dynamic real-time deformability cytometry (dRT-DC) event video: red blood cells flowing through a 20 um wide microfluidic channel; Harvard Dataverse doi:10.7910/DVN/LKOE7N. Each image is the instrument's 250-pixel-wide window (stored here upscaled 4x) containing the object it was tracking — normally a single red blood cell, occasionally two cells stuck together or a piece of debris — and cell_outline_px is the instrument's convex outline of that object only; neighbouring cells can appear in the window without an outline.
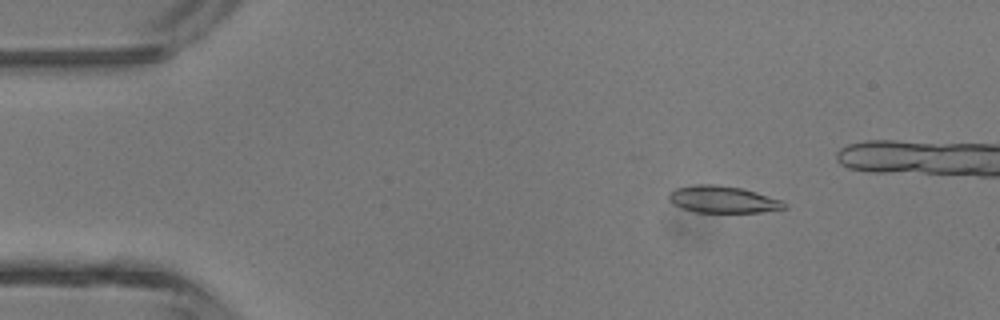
{"species": "common noctule bat (a hibernating species)", "species_latin": "Nyctalus noctula", "temperature_condition": "room temperature", "stored_images_in_passage": 38, "camera_frame_rate_fps": 3000, "um_per_image_px": 0.085, "animal": {"sex": "male", "body_mass_g": 13.3}, "frame": {"image": 1, "passage_image": 7, "time_ms": 2.0, "image_size_px": [1000, 320], "cell_outline_px": [[788, 208], [760, 212], [696, 212], [680, 208], [672, 204], [668, 200], [668, 192], [676, 188], [696, 184], [716, 184], [744, 188], [780, 200], [788, 204]], "centroid_in_image_um": [61.41, 16.95], "position_along_channel_um": 23.6, "area_um2": 18.32}}
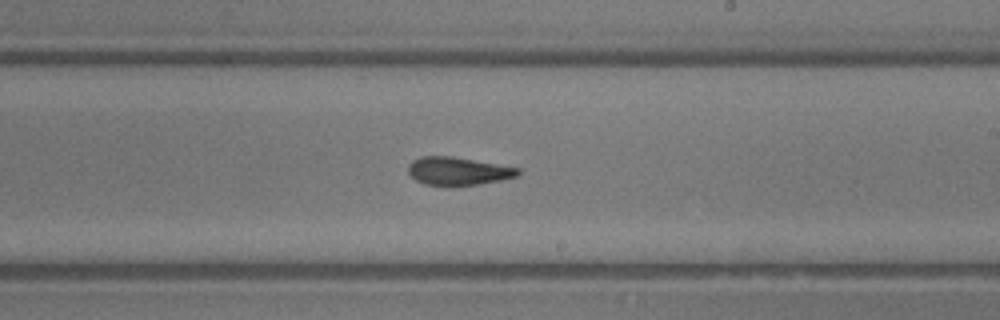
{"frame": {"image": 2, "passage_image": 27, "time_ms": 8.667, "image_size_px": [1000, 320], "cell_outline_px": [[520, 172], [516, 176], [500, 180], [480, 184], [424, 184], [416, 180], [408, 172], [408, 164], [412, 160], [420, 156], [452, 156], [520, 168]], "centroid_in_image_um": [38.91, 14.51], "position_along_channel_um": 250.1, "area_um2": 17.57}}
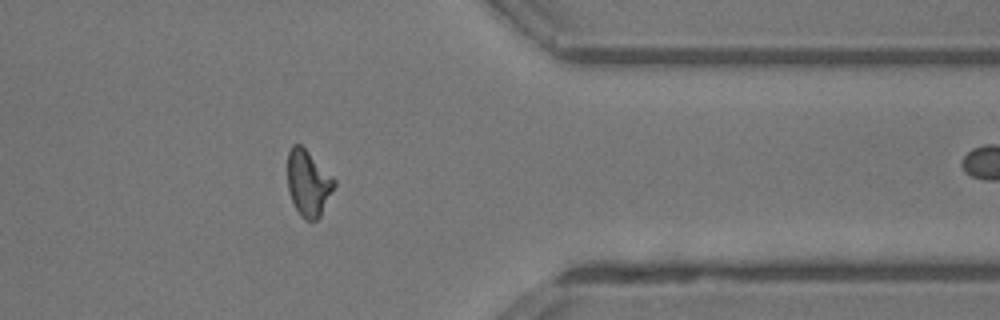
{"frame": {"image": 3, "passage_image": 37, "time_ms": 12.0, "image_size_px": [1000, 320], "cell_outline_px": [[336, 184], [320, 216], [316, 220], [304, 220], [300, 216], [288, 192], [288, 152], [292, 144], [300, 144], [336, 180]], "centroid_in_image_um": [26.19, 15.58], "position_along_channel_um": 385.2, "area_um2": 17.74}}